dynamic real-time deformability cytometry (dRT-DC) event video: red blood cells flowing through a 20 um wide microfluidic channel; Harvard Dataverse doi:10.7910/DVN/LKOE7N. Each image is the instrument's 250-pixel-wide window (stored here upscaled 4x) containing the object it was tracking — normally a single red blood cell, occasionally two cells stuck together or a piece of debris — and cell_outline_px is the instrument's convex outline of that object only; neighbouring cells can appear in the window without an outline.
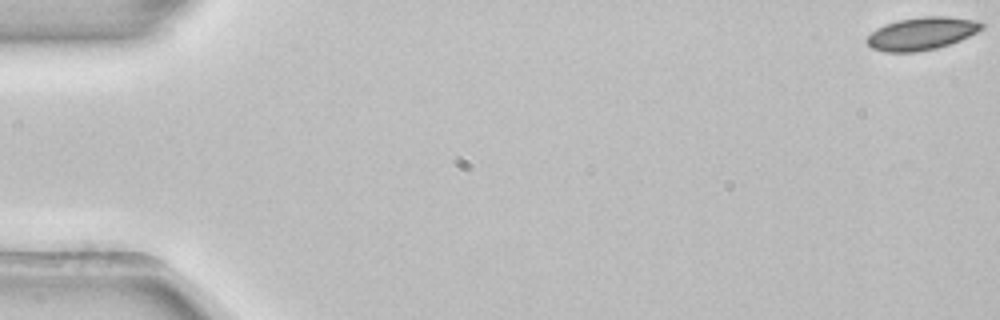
{"species": "common noctule bat (a hibernating species)", "species_latin": "Nyctalus noctula", "temperature_condition": "room temperature", "stored_images_in_passage": 19, "camera_frame_rate_fps": 3000, "um_per_image_px": 0.085, "animal": {"sex": "female", "body_mass_g": 22.7, "forearm_length_mm": 54.2}, "frame": {"image": 1, "passage_image": 1, "time_ms": 0.0, "image_size_px": [1000, 320], "cell_outline_px": [[984, 28], [960, 40], [936, 48], [916, 52], [884, 52], [872, 48], [864, 40], [876, 28], [884, 24], [896, 20], [924, 16], [944, 16], [980, 20], [984, 24]], "centroid_in_image_um": [78.33, 2.84], "position_along_channel_um": 6.7, "area_um2": 22.02}}
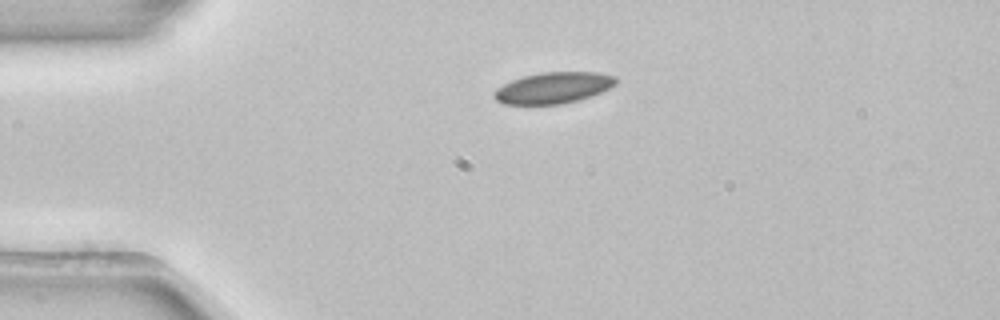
{"frame": {"image": 2, "passage_image": 13, "time_ms": 4.0, "image_size_px": [1000, 320], "cell_outline_px": [[616, 84], [600, 92], [580, 100], [560, 104], [504, 104], [496, 100], [492, 96], [492, 92], [496, 88], [512, 80], [524, 76], [540, 72], [596, 72], [616, 76]], "centroid_in_image_um": [47.0, 7.46], "position_along_channel_um": 38.0, "area_um2": 22.14}}
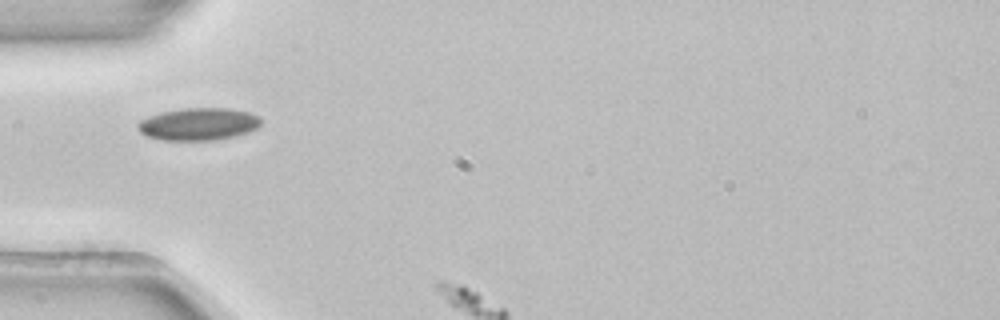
{"frame": {"image": 3, "passage_image": 18, "time_ms": 5.667, "image_size_px": [1000, 320], "cell_outline_px": [[260, 124], [256, 128], [248, 132], [236, 136], [216, 140], [164, 140], [144, 136], [136, 128], [136, 124], [140, 120], [148, 116], [160, 112], [184, 108], [228, 108], [248, 112], [260, 116]], "centroid_in_image_um": [16.83, 10.55], "position_along_channel_um": 68.2, "area_um2": 23.47}}